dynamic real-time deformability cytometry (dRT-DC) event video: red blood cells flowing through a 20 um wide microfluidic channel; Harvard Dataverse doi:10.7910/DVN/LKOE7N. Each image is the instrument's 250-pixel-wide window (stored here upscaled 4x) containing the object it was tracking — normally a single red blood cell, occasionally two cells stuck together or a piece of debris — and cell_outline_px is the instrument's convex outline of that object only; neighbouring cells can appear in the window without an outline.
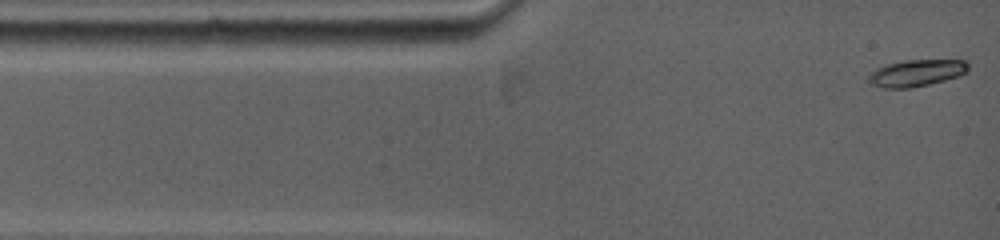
{"species": "common noctule bat (a hibernating species)", "species_latin": "Nyctalus noctula", "temperature_condition": "warm", "stored_images_in_passage": 35, "camera_frame_rate_fps": 5000, "um_per_image_px": 0.085, "animal": {"sex": "female", "body_mass_g": 19.0, "forearm_length_mm": 53.3}, "frame": {"image": 1, "passage_image": 1, "time_ms": 0.0, "image_size_px": [1000, 240], "cell_outline_px": [[968, 72], [944, 80], [928, 84], [908, 88], [884, 88], [872, 84], [868, 80], [868, 76], [876, 68], [888, 64], [904, 60], [964, 60], [968, 64]], "centroid_in_image_um": [77.89, 6.2], "position_along_channel_um": 7.1, "area_um2": 15.32}}
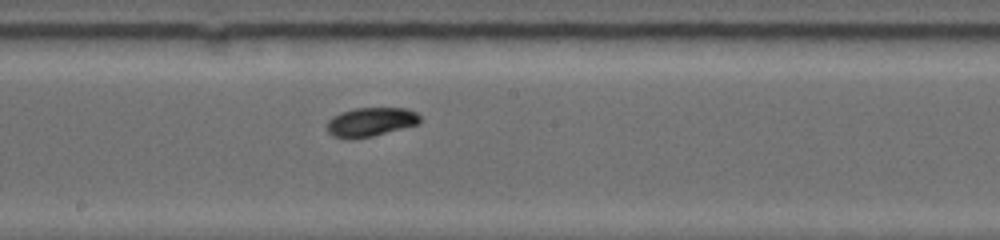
{"frame": {"image": 2, "passage_image": 16, "time_ms": 6.6, "image_size_px": [1000, 240], "cell_outline_px": [[420, 124], [372, 136], [348, 140], [332, 136], [328, 132], [328, 120], [332, 116], [340, 112], [356, 108], [408, 108], [416, 112], [420, 116]], "centroid_in_image_um": [31.51, 10.37], "position_along_channel_um": 216.7, "area_um2": 15.9}}
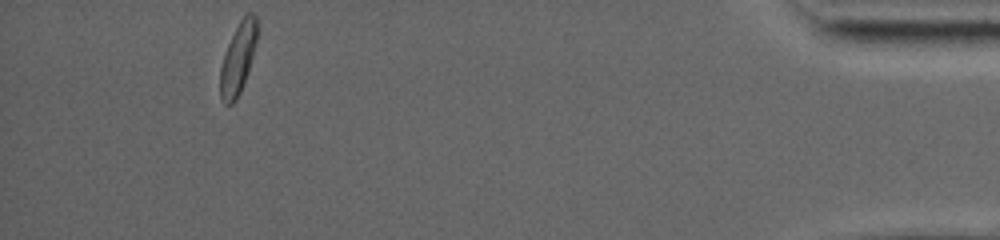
{"frame": {"image": 3, "passage_image": 35, "time_ms": 14.0, "image_size_px": [1000, 240], "cell_outline_px": [[256, 40], [248, 68], [240, 92], [236, 100], [232, 104], [224, 104], [220, 96], [220, 68], [228, 44], [240, 20], [248, 12], [252, 12], [256, 16]], "centroid_in_image_um": [20.2, 4.99], "position_along_channel_um": 415.0, "area_um2": 14.68}, "authors_computed_cell_mechanics": {"area_um2": 15.2592, "velocity_mm_per_s": 3.8875, "shape_relaxation_time_tau1_ms": 2.3653, "shape_relaxation_time_tau2_ms": null, "deformation_change_tau1": 0.1232, "deformation_change_tau2": null}}